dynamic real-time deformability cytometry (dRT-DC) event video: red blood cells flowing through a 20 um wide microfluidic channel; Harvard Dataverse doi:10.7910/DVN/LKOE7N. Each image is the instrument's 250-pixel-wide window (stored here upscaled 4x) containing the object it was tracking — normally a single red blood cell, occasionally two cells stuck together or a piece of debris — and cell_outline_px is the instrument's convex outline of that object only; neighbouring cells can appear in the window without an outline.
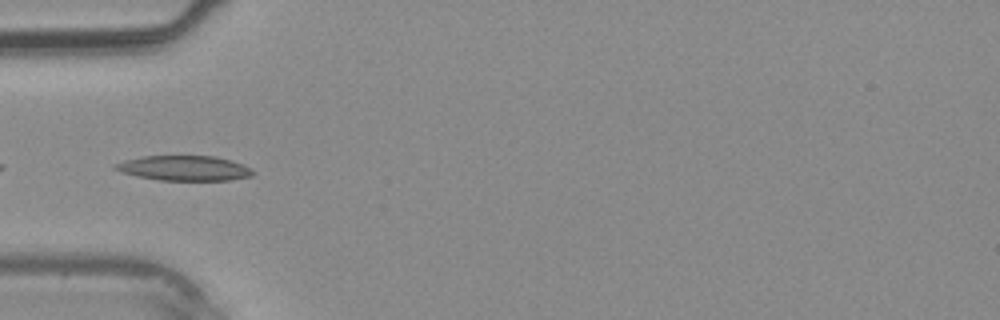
{"species": "common noctule bat (a hibernating species)", "species_latin": "Nyctalus noctula", "temperature_condition": "warm", "stored_images_in_passage": 11, "camera_frame_rate_fps": 3000, "um_per_image_px": 0.085, "animal": {"sex": "male", "body_mass_g": 20.4}, "frame": {"image": 1, "passage_image": 4, "time_ms": 1.0, "image_size_px": [1000, 320], "cell_outline_px": [[256, 172], [252, 176], [228, 180], [160, 180], [136, 176], [120, 172], [112, 168], [116, 164], [124, 160], [144, 156], [216, 156], [244, 164]], "centroid_in_image_um": [15.67, 14.29], "position_along_channel_um": 69.3, "area_um2": 20.06}}